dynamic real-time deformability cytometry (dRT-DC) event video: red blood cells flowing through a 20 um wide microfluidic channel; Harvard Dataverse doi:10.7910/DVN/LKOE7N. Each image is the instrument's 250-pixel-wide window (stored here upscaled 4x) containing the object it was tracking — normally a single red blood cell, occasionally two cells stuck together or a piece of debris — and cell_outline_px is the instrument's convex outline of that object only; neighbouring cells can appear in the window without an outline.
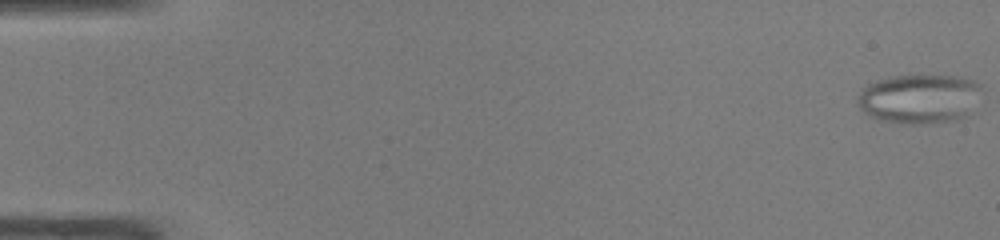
{"species": "common noctule bat (a hibernating species)", "species_latin": "Nyctalus noctula", "temperature_condition": "warm", "stored_images_in_passage": 48, "segment_of_instrument_passage": [1, 2], "camera_frame_rate_fps": 3000, "um_per_image_px": 0.085, "animal": {"sex": "male", "body_mass_g": 19.0, "forearm_length_mm": 50.8}, "frame": {"image": 1, "passage_image": 1, "time_ms": 0.0, "image_size_px": [1000, 240], "cell_outline_px": [[980, 88], [968, 116], [956, 120], [924, 124], [908, 124], [876, 120], [868, 116], [856, 104], [856, 100], [860, 92], [868, 84], [876, 80], [888, 76], [956, 76], [972, 80], [980, 84]], "centroid_in_image_um": [78.07, 8.41], "position_along_channel_um": 6.9, "area_um2": 35.72}}